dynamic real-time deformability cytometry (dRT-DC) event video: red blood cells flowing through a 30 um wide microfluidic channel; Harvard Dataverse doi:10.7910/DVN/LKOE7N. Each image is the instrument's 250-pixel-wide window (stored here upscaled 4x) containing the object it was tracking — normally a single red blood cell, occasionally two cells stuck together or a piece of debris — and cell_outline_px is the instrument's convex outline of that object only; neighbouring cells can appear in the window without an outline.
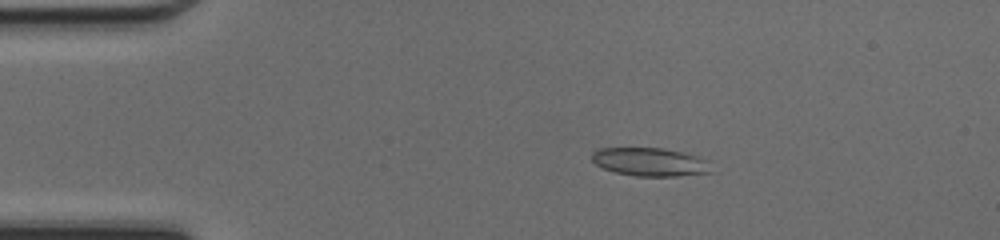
{"species": "common noctule bat (a hibernating species)", "species_latin": "Nyctalus noctula", "temperature_condition": "cold", "stored_images_in_passage": 40, "camera_frame_rate_fps": 3000, "um_per_image_px": 0.085, "animal": {"sex": "female", "body_mass_g": 17.0, "forearm_length_mm": 48.0}, "frame": {"image": 1, "passage_image": 1, "time_ms": 0.0, "image_size_px": [1000, 240], "cell_outline_px": [[712, 172], [676, 176], [636, 176], [616, 172], [604, 168], [596, 164], [592, 160], [592, 152], [596, 148], [664, 148], [696, 156], [708, 160]], "centroid_in_image_um": [55.24, 13.76], "position_along_channel_um": 29.8, "area_um2": 19.59}}
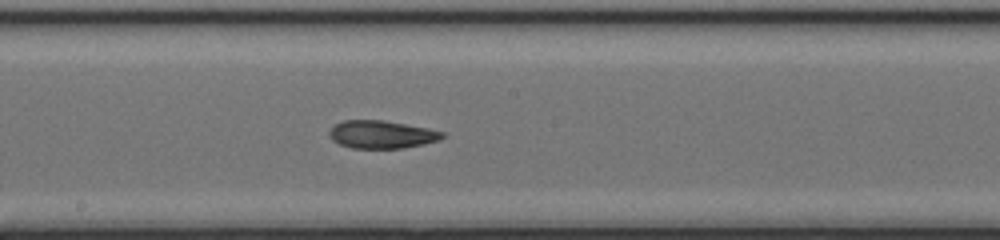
{"frame": {"image": 2, "passage_image": 18, "time_ms": 5.667, "image_size_px": [1000, 240], "cell_outline_px": [[448, 136], [440, 140], [424, 144], [404, 148], [352, 148], [340, 144], [332, 140], [328, 136], [328, 132], [336, 124], [344, 120], [384, 120], [428, 128], [444, 132]], "centroid_in_image_um": [32.48, 11.43], "position_along_channel_um": 215.7, "area_um2": 18.5}}
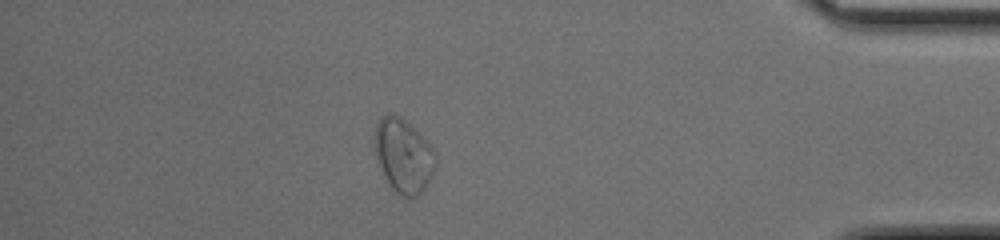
{"frame": {"image": 3, "passage_image": 34, "time_ms": 11.0, "image_size_px": [1000, 240], "cell_outline_px": [[436, 168], [432, 176], [420, 196], [404, 196], [396, 192], [388, 184], [376, 160], [376, 124], [380, 116], [388, 112], [392, 112], [400, 116], [432, 144], [436, 152]], "centroid_in_image_um": [34.33, 13.21], "position_along_channel_um": 400.9, "area_um2": 26.53}, "authors_computed_cell_mechanics": {"area_um2": 19.6809, "velocity_mm_per_s": 4.2576, "shape_relaxation_time_tau1_ms": null, "shape_relaxation_time_tau2_ms": 2.1692, "deformation_change_tau1": null, "deformation_change_tau2": 0.0762}}